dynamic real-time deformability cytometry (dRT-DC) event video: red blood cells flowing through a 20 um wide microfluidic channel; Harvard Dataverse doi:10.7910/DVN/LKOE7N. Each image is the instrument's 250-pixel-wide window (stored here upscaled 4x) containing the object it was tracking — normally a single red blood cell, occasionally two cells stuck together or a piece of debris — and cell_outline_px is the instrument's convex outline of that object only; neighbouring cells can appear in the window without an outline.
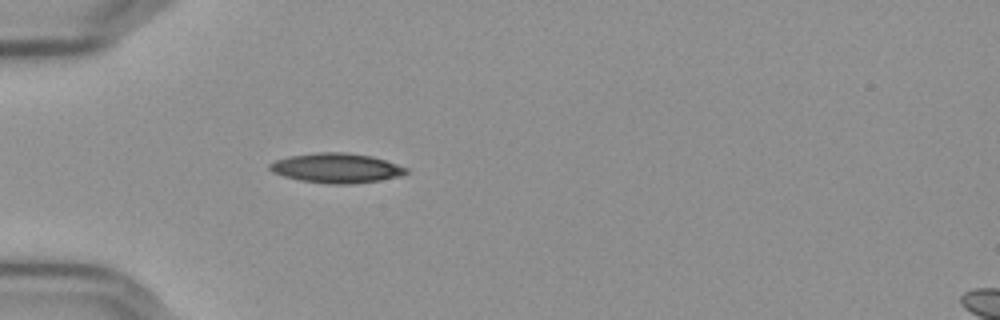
{"species": "Egyptian fruit bat (a non-hibernating species)", "species_latin": "Rousettus aegyptiacus", "temperature_condition": "cold", "stored_images_in_passage": 40, "camera_frame_rate_fps": 3000, "um_per_image_px": 0.085, "frame": {"image": 1, "passage_image": 1, "time_ms": 0.0, "image_size_px": [1000, 320], "cell_outline_px": [[408, 172], [400, 176], [380, 180], [356, 184], [328, 184], [300, 180], [284, 176], [272, 172], [268, 168], [268, 164], [276, 160], [288, 156], [316, 152], [344, 152], [372, 156], [408, 168]], "centroid_in_image_um": [28.58, 14.28], "position_along_channel_um": 56.4, "area_um2": 23.7}}
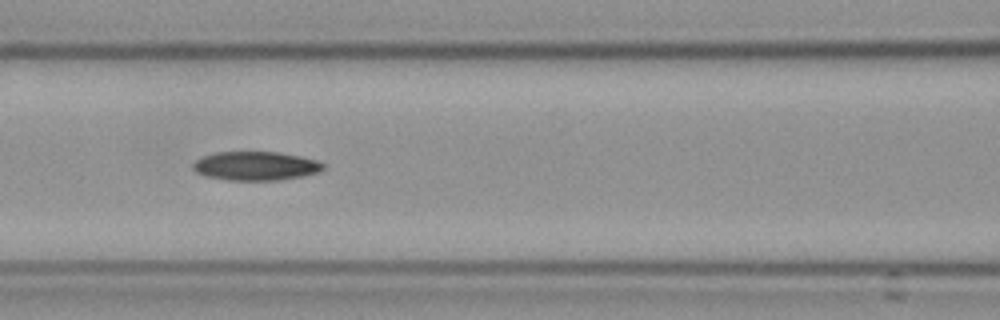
{"frame": {"image": 2, "passage_image": 9, "time_ms": 2.667, "image_size_px": [1000, 320], "cell_outline_px": [[324, 168], [320, 172], [304, 176], [276, 180], [228, 180], [204, 176], [196, 172], [192, 168], [192, 164], [196, 160], [204, 156], [216, 152], [280, 152], [300, 156], [316, 160], [324, 164]], "centroid_in_image_um": [21.73, 14.11], "position_along_channel_um": 144.9, "area_um2": 21.96}}
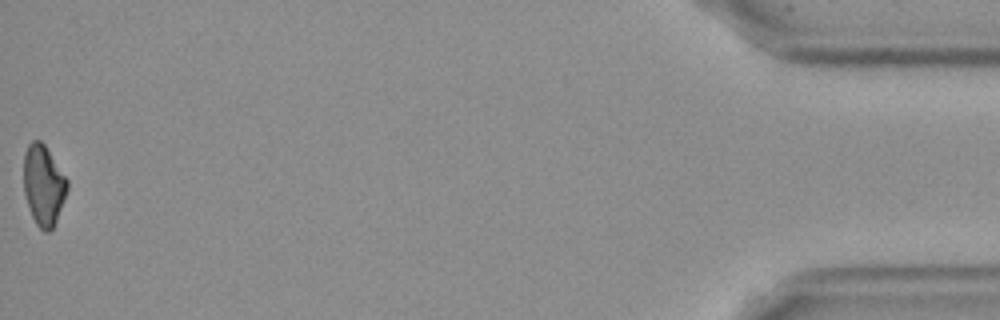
{"frame": {"image": 3, "passage_image": 40, "time_ms": 13.0, "image_size_px": [1000, 320], "cell_outline_px": [[68, 188], [56, 220], [52, 228], [48, 232], [44, 232], [36, 224], [32, 216], [24, 192], [24, 152], [28, 144], [32, 140], [40, 140], [44, 144], [68, 180]], "centroid_in_image_um": [3.69, 15.72], "position_along_channel_um": 431.5, "area_um2": 20.17}}